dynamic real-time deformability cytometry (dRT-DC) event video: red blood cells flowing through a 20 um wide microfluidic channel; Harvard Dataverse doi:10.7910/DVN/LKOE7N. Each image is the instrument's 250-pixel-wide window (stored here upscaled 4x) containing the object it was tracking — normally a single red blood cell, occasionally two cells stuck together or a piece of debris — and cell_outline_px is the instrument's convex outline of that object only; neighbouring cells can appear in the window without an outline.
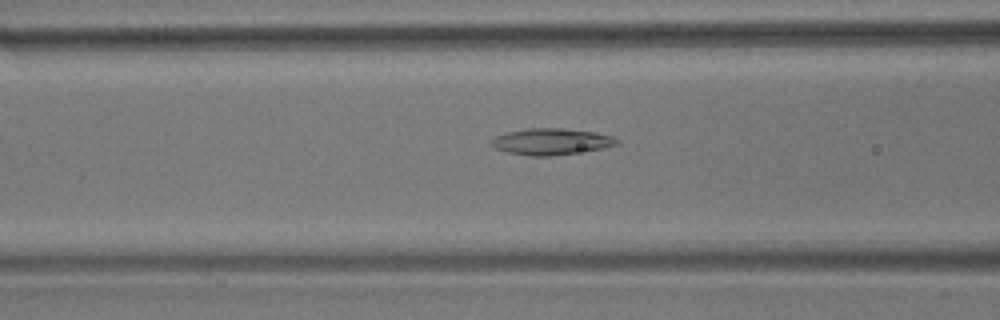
{"species": "common noctule bat (a hibernating species)", "species_latin": "Nyctalus noctula", "temperature_condition": "room temperature", "stored_images_in_passage": 34, "camera_frame_rate_fps": 3000, "um_per_image_px": 0.085, "animal": {"sex": "male", "body_mass_g": 17.9}, "frame": {"image": 1, "passage_image": 7, "time_ms": 2.0, "image_size_px": [1000, 320], "cell_outline_px": [[620, 144], [600, 148], [552, 156], [528, 156], [508, 152], [496, 148], [488, 144], [496, 136], [508, 132], [528, 128], [564, 128], [596, 132], [612, 136], [620, 140]], "centroid_in_image_um": [46.86, 12.03], "position_along_channel_um": 119.7, "area_um2": 19.25}}
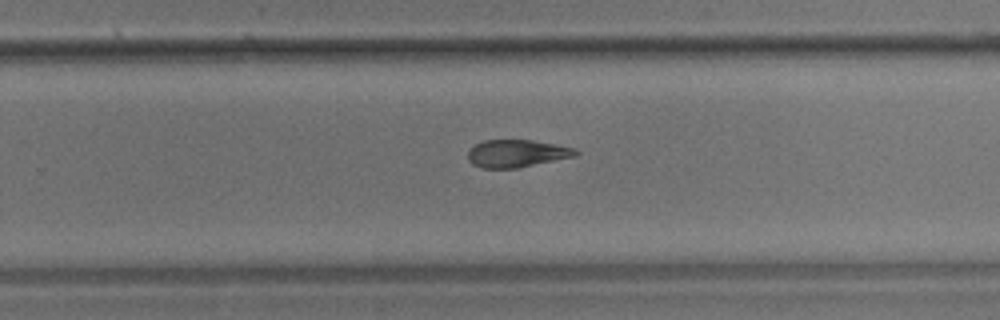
{"frame": {"image": 2, "passage_image": 21, "time_ms": 6.667, "image_size_px": [1000, 320], "cell_outline_px": [[580, 152], [576, 156], [516, 168], [484, 168], [472, 164], [468, 160], [468, 152], [476, 144], [484, 140], [532, 140], [576, 148]], "centroid_in_image_um": [43.94, 13.04], "position_along_channel_um": 285.9, "area_um2": 17.17}}
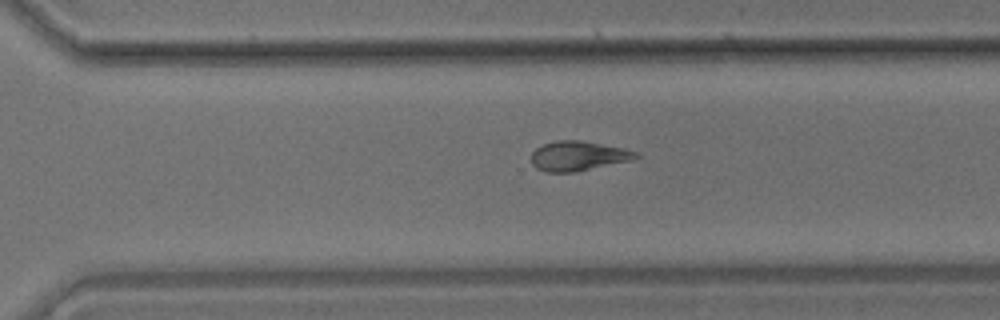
{"frame": {"image": 3, "passage_image": 24, "time_ms": 7.667, "image_size_px": [1000, 320], "cell_outline_px": [[640, 156], [632, 160], [576, 172], [544, 172], [536, 168], [532, 164], [532, 152], [536, 148], [544, 144], [556, 140], [580, 140], [624, 148], [640, 152]], "centroid_in_image_um": [49.17, 13.26], "position_along_channel_um": 321.4, "area_um2": 18.21}, "authors_computed_cell_mechanics": {"area_um2": 17.918, "velocity_mm_per_s": 3.5616, "shape_relaxation_time_tau1_ms": null, "shape_relaxation_time_tau2_ms": 6.6219, "deformation_change_tau1": null, "deformation_change_tau2": 0.1444}}